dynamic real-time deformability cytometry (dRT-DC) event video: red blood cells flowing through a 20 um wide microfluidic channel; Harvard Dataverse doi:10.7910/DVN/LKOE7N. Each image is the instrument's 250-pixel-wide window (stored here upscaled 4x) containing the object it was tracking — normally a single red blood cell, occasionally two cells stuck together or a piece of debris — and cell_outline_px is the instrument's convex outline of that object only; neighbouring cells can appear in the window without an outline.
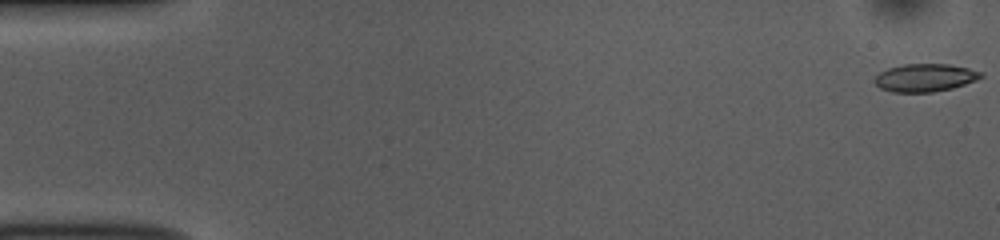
{"species": "common noctule bat (a hibernating species)", "species_latin": "Nyctalus noctula", "temperature_condition": "room temperature", "stored_images_in_passage": 52, "camera_frame_rate_fps": 3000, "um_per_image_px": 0.085, "animal": {"sex": "female", "body_mass_g": 10.0, "forearm_length_mm": 53.1}, "frame": {"image": 1, "passage_image": 1, "time_ms": 0.0, "image_size_px": [1000, 240], "cell_outline_px": [[984, 76], [976, 80], [952, 88], [932, 92], [892, 92], [880, 88], [872, 80], [880, 72], [888, 68], [904, 64], [948, 64], [968, 68], [984, 72]], "centroid_in_image_um": [78.63, 6.6], "position_along_channel_um": 6.4, "area_um2": 17.28}}
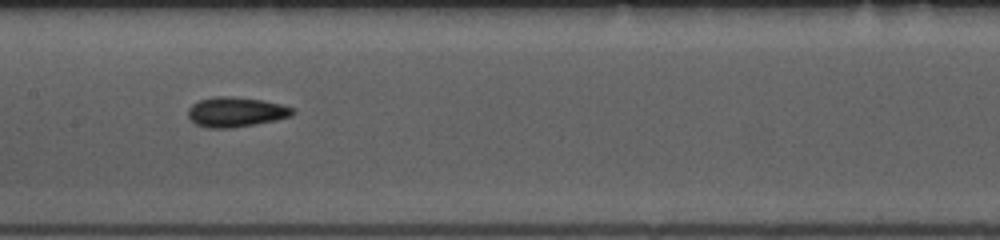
{"frame": {"image": 2, "passage_image": 26, "time_ms": 8.333, "image_size_px": [1000, 240], "cell_outline_px": [[296, 112], [292, 116], [276, 120], [256, 124], [232, 128], [208, 128], [196, 124], [188, 116], [188, 108], [192, 104], [200, 100], [216, 96], [232, 96], [264, 100], [296, 108]], "centroid_in_image_um": [20.09, 9.52], "position_along_channel_um": 187.3, "area_um2": 18.38}}
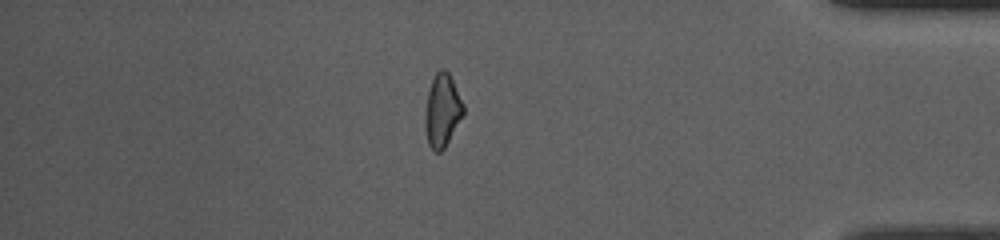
{"frame": {"image": 3, "passage_image": 45, "time_ms": 14.667, "image_size_px": [1000, 240], "cell_outline_px": [[464, 112], [444, 148], [440, 152], [436, 152], [428, 144], [424, 128], [424, 116], [428, 88], [436, 72], [440, 68], [444, 68], [448, 72], [464, 104]], "centroid_in_image_um": [37.56, 9.37], "position_along_channel_um": 397.6, "area_um2": 16.24}, "authors_computed_cell_mechanics": {"area_um2": 17.2244, "velocity_mm_per_s": 3.8571, "shape_relaxation_time_tau1_ms": null, "shape_relaxation_time_tau2_ms": 5.3966, "deformation_change_tau1": null, "deformation_change_tau2": 0.1204}}